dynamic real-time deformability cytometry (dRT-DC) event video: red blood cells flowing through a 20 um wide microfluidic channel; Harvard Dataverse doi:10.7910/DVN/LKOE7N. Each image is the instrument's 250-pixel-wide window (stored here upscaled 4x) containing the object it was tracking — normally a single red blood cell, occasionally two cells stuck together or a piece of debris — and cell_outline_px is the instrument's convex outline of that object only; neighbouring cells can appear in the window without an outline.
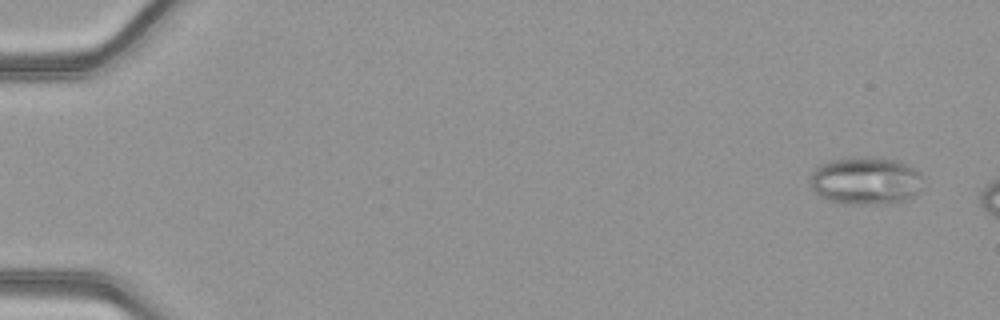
{"species": "common noctule bat (a hibernating species)", "species_latin": "Nyctalus noctula", "temperature_condition": "warm", "stored_images_in_passage": 8, "camera_frame_rate_fps": 3000, "um_per_image_px": 0.085, "animal": {"sex": "female", "body_mass_g": 21.9}, "frame": {"image": 1, "passage_image": 3, "time_ms": 0.667, "image_size_px": [1000, 320], "cell_outline_px": [[924, 188], [916, 196], [908, 200], [896, 204], [844, 204], [828, 200], [820, 196], [808, 184], [808, 180], [812, 172], [820, 164], [832, 160], [852, 156], [880, 156], [900, 160], [908, 164], [920, 172], [924, 176]], "centroid_in_image_um": [73.67, 15.36], "position_along_channel_um": 11.3, "area_um2": 32.95}}